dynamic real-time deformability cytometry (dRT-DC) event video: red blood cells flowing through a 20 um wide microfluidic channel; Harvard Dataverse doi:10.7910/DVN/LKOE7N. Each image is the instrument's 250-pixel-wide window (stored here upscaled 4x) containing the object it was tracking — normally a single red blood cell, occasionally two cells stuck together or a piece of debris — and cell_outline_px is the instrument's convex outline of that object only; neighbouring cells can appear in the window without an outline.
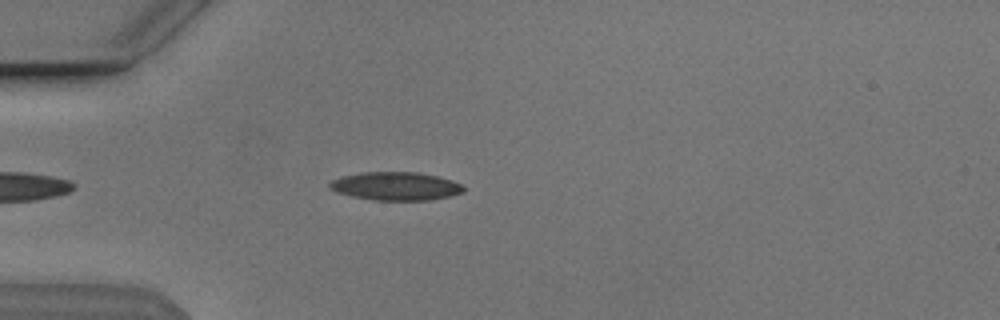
{"species": "Egyptian fruit bat (a non-hibernating species)", "species_latin": "Rousettus aegyptiacus", "temperature_condition": "cold", "stored_images_in_passage": 45, "camera_frame_rate_fps": 3000, "um_per_image_px": 0.085, "animal": {"sex": "male"}, "frame": {"image": 1, "passage_image": 7, "time_ms": 2.0, "image_size_px": [1000, 320], "cell_outline_px": [[464, 192], [448, 196], [428, 200], [372, 200], [352, 196], [336, 192], [328, 188], [328, 184], [332, 180], [344, 176], [360, 172], [420, 172], [452, 180], [460, 184], [464, 188]], "centroid_in_image_um": [33.61, 15.82], "position_along_channel_um": 51.4, "area_um2": 22.02}}
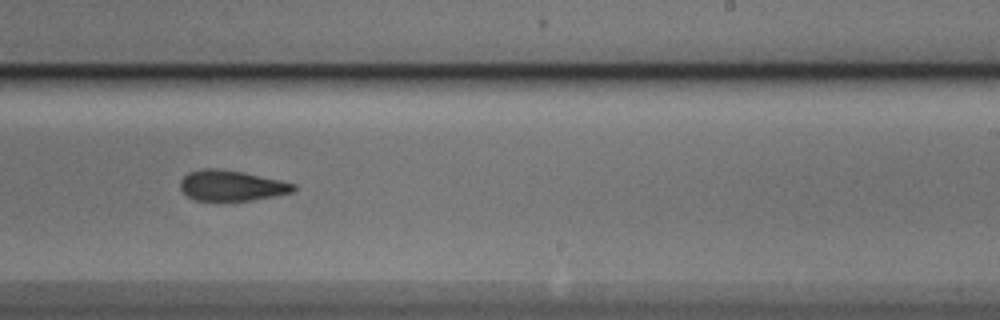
{"frame": {"image": 2, "passage_image": 25, "time_ms": 8.0, "image_size_px": [1000, 320], "cell_outline_px": [[296, 188], [292, 192], [252, 200], [196, 200], [188, 196], [180, 188], [180, 180], [188, 172], [200, 168], [216, 168], [244, 172], [280, 180], [296, 184]], "centroid_in_image_um": [19.66, 15.75], "position_along_channel_um": 269.3, "area_um2": 20.06}}
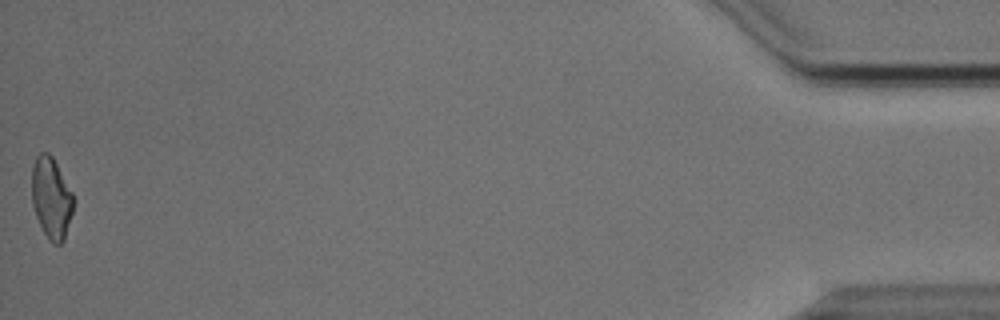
{"frame": {"image": 3, "passage_image": 45, "time_ms": 14.667, "image_size_px": [1000, 320], "cell_outline_px": [[72, 212], [64, 240], [60, 244], [52, 244], [48, 240], [36, 216], [32, 204], [32, 168], [36, 156], [40, 152], [48, 152], [52, 156], [72, 192]], "centroid_in_image_um": [4.34, 16.83], "position_along_channel_um": 430.9, "area_um2": 19.48}, "authors_computed_cell_mechanics": {"area_um2": 20.808, "velocity_mm_per_s": 3.8498, "shape_relaxation_time_tau1_ms": 9.8072, "shape_relaxation_time_tau2_ms": 5.3901, "deformation_change_tau1": 0.2189, "deformation_change_tau2": 0.1468}}